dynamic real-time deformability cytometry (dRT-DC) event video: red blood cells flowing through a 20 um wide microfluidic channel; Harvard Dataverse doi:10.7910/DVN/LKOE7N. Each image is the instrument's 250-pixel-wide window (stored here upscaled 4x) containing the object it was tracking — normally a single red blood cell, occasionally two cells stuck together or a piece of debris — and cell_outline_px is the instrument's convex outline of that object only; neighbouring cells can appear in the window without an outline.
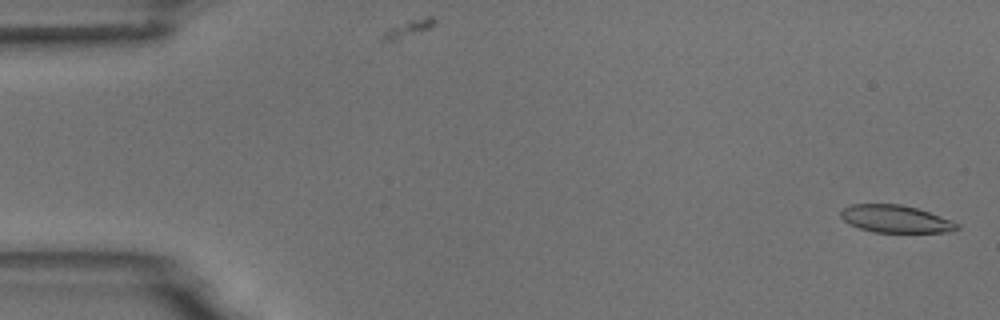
{"species": "common noctule bat (a hibernating species)", "species_latin": "Nyctalus noctula", "temperature_condition": "room temperature", "stored_images_in_passage": 5, "camera_frame_rate_fps": 3000, "um_per_image_px": 0.085, "animal": {"sex": "male", "body_mass_g": 18.8}, "frame": {"image": 1, "passage_image": 1, "time_ms": 0.0, "image_size_px": [1000, 320], "cell_outline_px": [[960, 228], [948, 232], [872, 232], [848, 224], [840, 216], [840, 212], [844, 208], [852, 204], [900, 204], [916, 208], [940, 216], [960, 224]], "centroid_in_image_um": [76.11, 18.61], "position_along_channel_um": 8.9, "area_um2": 18.5}}
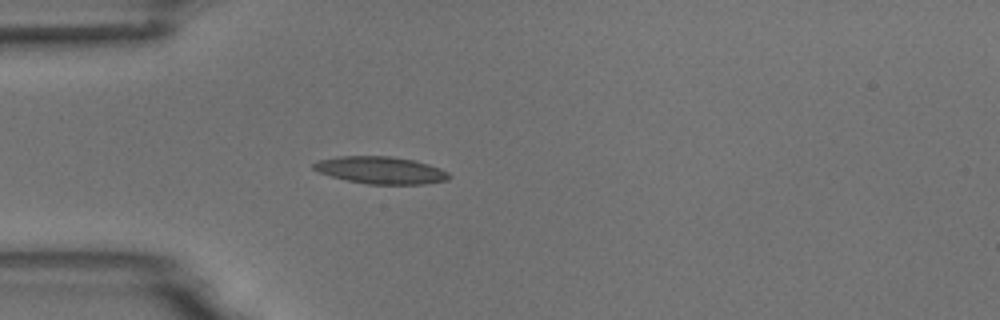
{"frame": {"image": 2, "passage_image": 5, "time_ms": 4.667, "image_size_px": [1000, 320], "cell_outline_px": [[452, 176], [448, 180], [424, 184], [368, 184], [348, 180], [332, 176], [320, 172], [312, 168], [312, 164], [320, 160], [336, 156], [392, 156], [412, 160], [428, 164], [440, 168], [448, 172]], "centroid_in_image_um": [32.39, 14.46], "position_along_channel_um": 52.6, "area_um2": 21.39}}